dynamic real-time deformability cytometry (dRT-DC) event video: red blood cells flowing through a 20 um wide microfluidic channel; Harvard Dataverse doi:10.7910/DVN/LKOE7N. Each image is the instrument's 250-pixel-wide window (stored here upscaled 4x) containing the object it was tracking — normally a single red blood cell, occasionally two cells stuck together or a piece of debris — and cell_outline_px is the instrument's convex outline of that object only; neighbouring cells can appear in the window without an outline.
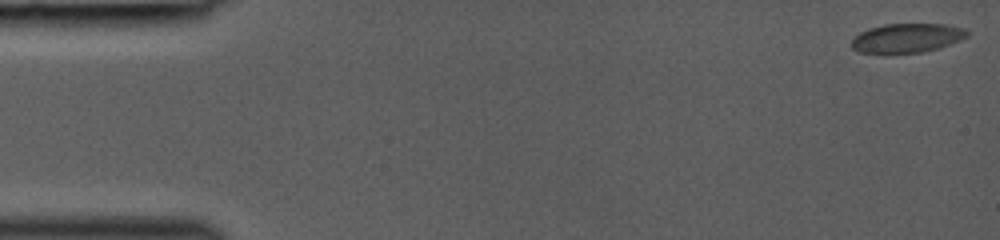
{"species": "common noctule bat (a hibernating species)", "species_latin": "Nyctalus noctula", "temperature_condition": "room temperature", "stored_images_in_passage": 44, "camera_frame_rate_fps": 3000, "um_per_image_px": 0.085, "animal": {"sex": "female", "body_mass_g": 19.0, "forearm_length_mm": 53.3}, "frame": {"image": 1, "passage_image": 1, "time_ms": 0.0, "image_size_px": [1000, 240], "cell_outline_px": [[968, 36], [960, 40], [940, 48], [924, 52], [884, 56], [860, 52], [852, 48], [852, 40], [860, 32], [868, 28], [884, 24], [944, 24], [964, 28], [968, 32]], "centroid_in_image_um": [77.05, 3.27], "position_along_channel_um": 7.9, "area_um2": 20.35}}
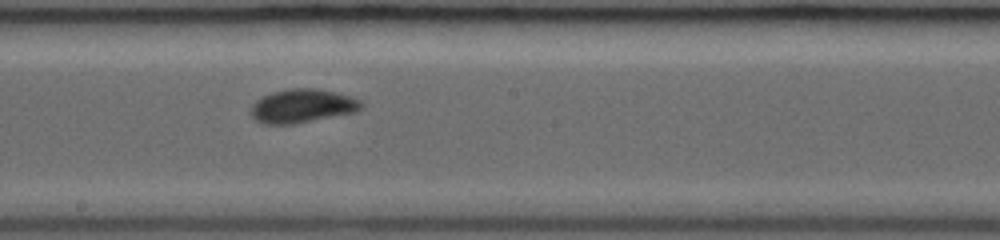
{"frame": {"image": 2, "passage_image": 25, "time_ms": 8.0, "image_size_px": [1000, 240], "cell_outline_px": [[364, 108], [356, 112], [296, 124], [264, 124], [256, 120], [248, 112], [252, 104], [256, 100], [272, 92], [288, 88], [316, 88], [336, 92], [352, 96], [360, 100], [364, 104]], "centroid_in_image_um": [25.72, 9.01], "position_along_channel_um": 222.5, "area_um2": 22.08}}
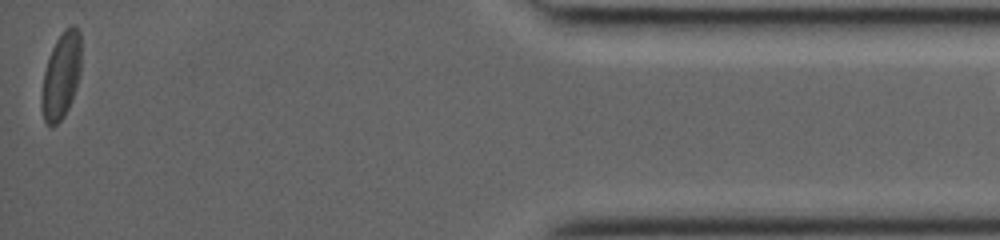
{"frame": {"image": 3, "passage_image": 43, "time_ms": 14.0, "image_size_px": [1000, 240], "cell_outline_px": [[80, 72], [68, 108], [64, 116], [52, 128], [44, 120], [40, 108], [40, 96], [44, 72], [52, 48], [56, 40], [64, 28], [72, 24], [76, 24], [80, 32]], "centroid_in_image_um": [5.17, 6.42], "position_along_channel_um": 430.0, "area_um2": 19.94}}